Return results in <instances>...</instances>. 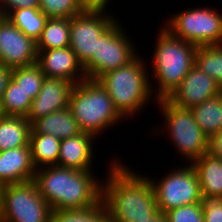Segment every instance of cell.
Returning a JSON list of instances; mask_svg holds the SVG:
<instances>
[{
	"instance_id": "cell-1",
	"label": "cell",
	"mask_w": 222,
	"mask_h": 222,
	"mask_svg": "<svg viewBox=\"0 0 222 222\" xmlns=\"http://www.w3.org/2000/svg\"><path fill=\"white\" fill-rule=\"evenodd\" d=\"M114 159L102 181L101 199L109 212L110 222L148 220L158 211L152 183L147 175L130 169L119 158Z\"/></svg>"
},
{
	"instance_id": "cell-2",
	"label": "cell",
	"mask_w": 222,
	"mask_h": 222,
	"mask_svg": "<svg viewBox=\"0 0 222 222\" xmlns=\"http://www.w3.org/2000/svg\"><path fill=\"white\" fill-rule=\"evenodd\" d=\"M92 171L47 166L36 169L33 181L52 210L84 209L102 200V180Z\"/></svg>"
},
{
	"instance_id": "cell-3",
	"label": "cell",
	"mask_w": 222,
	"mask_h": 222,
	"mask_svg": "<svg viewBox=\"0 0 222 222\" xmlns=\"http://www.w3.org/2000/svg\"><path fill=\"white\" fill-rule=\"evenodd\" d=\"M156 46L152 63L149 66L153 72L151 86L153 95L157 100L168 98L180 85L183 78L195 64V51L197 46L173 36L166 28L161 26L158 31ZM154 76V77H153Z\"/></svg>"
},
{
	"instance_id": "cell-4",
	"label": "cell",
	"mask_w": 222,
	"mask_h": 222,
	"mask_svg": "<svg viewBox=\"0 0 222 222\" xmlns=\"http://www.w3.org/2000/svg\"><path fill=\"white\" fill-rule=\"evenodd\" d=\"M145 65L138 54L127 65L108 71L97 79L124 120L139 115L149 101H157L152 92L148 65Z\"/></svg>"
},
{
	"instance_id": "cell-5",
	"label": "cell",
	"mask_w": 222,
	"mask_h": 222,
	"mask_svg": "<svg viewBox=\"0 0 222 222\" xmlns=\"http://www.w3.org/2000/svg\"><path fill=\"white\" fill-rule=\"evenodd\" d=\"M68 107L81 131L92 134L96 139L108 127H114L124 119L97 80L85 79L74 84Z\"/></svg>"
},
{
	"instance_id": "cell-6",
	"label": "cell",
	"mask_w": 222,
	"mask_h": 222,
	"mask_svg": "<svg viewBox=\"0 0 222 222\" xmlns=\"http://www.w3.org/2000/svg\"><path fill=\"white\" fill-rule=\"evenodd\" d=\"M155 104L159 105L166 123L159 131L168 133L166 135L170 137L171 144L181 158L185 157L186 163L191 164L208 153L209 137L194 120L191 109L178 107L167 98L159 99Z\"/></svg>"
},
{
	"instance_id": "cell-7",
	"label": "cell",
	"mask_w": 222,
	"mask_h": 222,
	"mask_svg": "<svg viewBox=\"0 0 222 222\" xmlns=\"http://www.w3.org/2000/svg\"><path fill=\"white\" fill-rule=\"evenodd\" d=\"M163 23L173 36L195 46L222 44V14L213 7L179 11Z\"/></svg>"
},
{
	"instance_id": "cell-8",
	"label": "cell",
	"mask_w": 222,
	"mask_h": 222,
	"mask_svg": "<svg viewBox=\"0 0 222 222\" xmlns=\"http://www.w3.org/2000/svg\"><path fill=\"white\" fill-rule=\"evenodd\" d=\"M52 208L39 194L35 182L8 184L0 204V222H50Z\"/></svg>"
},
{
	"instance_id": "cell-9",
	"label": "cell",
	"mask_w": 222,
	"mask_h": 222,
	"mask_svg": "<svg viewBox=\"0 0 222 222\" xmlns=\"http://www.w3.org/2000/svg\"><path fill=\"white\" fill-rule=\"evenodd\" d=\"M118 21L97 40L96 53L83 66L87 79L97 80L106 72L127 65L138 55L136 46Z\"/></svg>"
},
{
	"instance_id": "cell-10",
	"label": "cell",
	"mask_w": 222,
	"mask_h": 222,
	"mask_svg": "<svg viewBox=\"0 0 222 222\" xmlns=\"http://www.w3.org/2000/svg\"><path fill=\"white\" fill-rule=\"evenodd\" d=\"M187 165L178 169L175 167L158 182L154 177L148 178L154 188L159 211L166 213L177 207L201 203L202 194L197 173L191 164Z\"/></svg>"
},
{
	"instance_id": "cell-11",
	"label": "cell",
	"mask_w": 222,
	"mask_h": 222,
	"mask_svg": "<svg viewBox=\"0 0 222 222\" xmlns=\"http://www.w3.org/2000/svg\"><path fill=\"white\" fill-rule=\"evenodd\" d=\"M109 13V14H108ZM108 14V15H107ZM117 21L106 11H88L70 18V48L84 66L96 53L97 40Z\"/></svg>"
},
{
	"instance_id": "cell-12",
	"label": "cell",
	"mask_w": 222,
	"mask_h": 222,
	"mask_svg": "<svg viewBox=\"0 0 222 222\" xmlns=\"http://www.w3.org/2000/svg\"><path fill=\"white\" fill-rule=\"evenodd\" d=\"M36 41L19 30L8 17L0 16V61L10 69L37 63Z\"/></svg>"
},
{
	"instance_id": "cell-13",
	"label": "cell",
	"mask_w": 222,
	"mask_h": 222,
	"mask_svg": "<svg viewBox=\"0 0 222 222\" xmlns=\"http://www.w3.org/2000/svg\"><path fill=\"white\" fill-rule=\"evenodd\" d=\"M221 92V86L194 65L167 99L178 107L190 109Z\"/></svg>"
},
{
	"instance_id": "cell-14",
	"label": "cell",
	"mask_w": 222,
	"mask_h": 222,
	"mask_svg": "<svg viewBox=\"0 0 222 222\" xmlns=\"http://www.w3.org/2000/svg\"><path fill=\"white\" fill-rule=\"evenodd\" d=\"M73 86L72 82L62 78L45 77L26 119L32 124L39 118L68 107Z\"/></svg>"
},
{
	"instance_id": "cell-15",
	"label": "cell",
	"mask_w": 222,
	"mask_h": 222,
	"mask_svg": "<svg viewBox=\"0 0 222 222\" xmlns=\"http://www.w3.org/2000/svg\"><path fill=\"white\" fill-rule=\"evenodd\" d=\"M37 64L45 77L62 78L73 84L87 79L83 66L70 47L39 51Z\"/></svg>"
},
{
	"instance_id": "cell-16",
	"label": "cell",
	"mask_w": 222,
	"mask_h": 222,
	"mask_svg": "<svg viewBox=\"0 0 222 222\" xmlns=\"http://www.w3.org/2000/svg\"><path fill=\"white\" fill-rule=\"evenodd\" d=\"M92 134L81 132L61 140L57 166L77 170H92L94 150ZM93 161V162H92ZM92 164V165H91Z\"/></svg>"
},
{
	"instance_id": "cell-17",
	"label": "cell",
	"mask_w": 222,
	"mask_h": 222,
	"mask_svg": "<svg viewBox=\"0 0 222 222\" xmlns=\"http://www.w3.org/2000/svg\"><path fill=\"white\" fill-rule=\"evenodd\" d=\"M35 171L29 146L0 152V180L4 184H19L32 181Z\"/></svg>"
},
{
	"instance_id": "cell-18",
	"label": "cell",
	"mask_w": 222,
	"mask_h": 222,
	"mask_svg": "<svg viewBox=\"0 0 222 222\" xmlns=\"http://www.w3.org/2000/svg\"><path fill=\"white\" fill-rule=\"evenodd\" d=\"M81 132L71 110L66 107L35 120L31 124L30 134H49L62 140Z\"/></svg>"
},
{
	"instance_id": "cell-19",
	"label": "cell",
	"mask_w": 222,
	"mask_h": 222,
	"mask_svg": "<svg viewBox=\"0 0 222 222\" xmlns=\"http://www.w3.org/2000/svg\"><path fill=\"white\" fill-rule=\"evenodd\" d=\"M191 165L197 173L202 196L222 198V159L205 153Z\"/></svg>"
},
{
	"instance_id": "cell-20",
	"label": "cell",
	"mask_w": 222,
	"mask_h": 222,
	"mask_svg": "<svg viewBox=\"0 0 222 222\" xmlns=\"http://www.w3.org/2000/svg\"><path fill=\"white\" fill-rule=\"evenodd\" d=\"M31 123L25 117L5 116L0 119V152L29 146Z\"/></svg>"
},
{
	"instance_id": "cell-21",
	"label": "cell",
	"mask_w": 222,
	"mask_h": 222,
	"mask_svg": "<svg viewBox=\"0 0 222 222\" xmlns=\"http://www.w3.org/2000/svg\"><path fill=\"white\" fill-rule=\"evenodd\" d=\"M61 140L49 134H30L29 147L35 169L58 163Z\"/></svg>"
},
{
	"instance_id": "cell-22",
	"label": "cell",
	"mask_w": 222,
	"mask_h": 222,
	"mask_svg": "<svg viewBox=\"0 0 222 222\" xmlns=\"http://www.w3.org/2000/svg\"><path fill=\"white\" fill-rule=\"evenodd\" d=\"M190 109L194 120L209 138L222 130V92Z\"/></svg>"
},
{
	"instance_id": "cell-23",
	"label": "cell",
	"mask_w": 222,
	"mask_h": 222,
	"mask_svg": "<svg viewBox=\"0 0 222 222\" xmlns=\"http://www.w3.org/2000/svg\"><path fill=\"white\" fill-rule=\"evenodd\" d=\"M70 46V19L48 18L36 42L37 53Z\"/></svg>"
},
{
	"instance_id": "cell-24",
	"label": "cell",
	"mask_w": 222,
	"mask_h": 222,
	"mask_svg": "<svg viewBox=\"0 0 222 222\" xmlns=\"http://www.w3.org/2000/svg\"><path fill=\"white\" fill-rule=\"evenodd\" d=\"M8 18L19 30L36 42L48 19L39 8H20L14 10Z\"/></svg>"
},
{
	"instance_id": "cell-25",
	"label": "cell",
	"mask_w": 222,
	"mask_h": 222,
	"mask_svg": "<svg viewBox=\"0 0 222 222\" xmlns=\"http://www.w3.org/2000/svg\"><path fill=\"white\" fill-rule=\"evenodd\" d=\"M50 222H110V218L101 200L98 204L84 209L52 210Z\"/></svg>"
},
{
	"instance_id": "cell-26",
	"label": "cell",
	"mask_w": 222,
	"mask_h": 222,
	"mask_svg": "<svg viewBox=\"0 0 222 222\" xmlns=\"http://www.w3.org/2000/svg\"><path fill=\"white\" fill-rule=\"evenodd\" d=\"M194 65L213 78L222 88V44L198 46Z\"/></svg>"
},
{
	"instance_id": "cell-27",
	"label": "cell",
	"mask_w": 222,
	"mask_h": 222,
	"mask_svg": "<svg viewBox=\"0 0 222 222\" xmlns=\"http://www.w3.org/2000/svg\"><path fill=\"white\" fill-rule=\"evenodd\" d=\"M44 79L45 75L37 63L12 69L11 80L32 100L40 92Z\"/></svg>"
},
{
	"instance_id": "cell-28",
	"label": "cell",
	"mask_w": 222,
	"mask_h": 222,
	"mask_svg": "<svg viewBox=\"0 0 222 222\" xmlns=\"http://www.w3.org/2000/svg\"><path fill=\"white\" fill-rule=\"evenodd\" d=\"M2 102L7 116L26 118L32 104V99H30L22 89L18 88L17 85L10 80L4 91Z\"/></svg>"
},
{
	"instance_id": "cell-29",
	"label": "cell",
	"mask_w": 222,
	"mask_h": 222,
	"mask_svg": "<svg viewBox=\"0 0 222 222\" xmlns=\"http://www.w3.org/2000/svg\"><path fill=\"white\" fill-rule=\"evenodd\" d=\"M48 18H72L84 10L77 0H40L39 8Z\"/></svg>"
},
{
	"instance_id": "cell-30",
	"label": "cell",
	"mask_w": 222,
	"mask_h": 222,
	"mask_svg": "<svg viewBox=\"0 0 222 222\" xmlns=\"http://www.w3.org/2000/svg\"><path fill=\"white\" fill-rule=\"evenodd\" d=\"M169 222H205L201 203L184 205L166 212Z\"/></svg>"
},
{
	"instance_id": "cell-31",
	"label": "cell",
	"mask_w": 222,
	"mask_h": 222,
	"mask_svg": "<svg viewBox=\"0 0 222 222\" xmlns=\"http://www.w3.org/2000/svg\"><path fill=\"white\" fill-rule=\"evenodd\" d=\"M202 210L205 222H222V198L202 196Z\"/></svg>"
},
{
	"instance_id": "cell-32",
	"label": "cell",
	"mask_w": 222,
	"mask_h": 222,
	"mask_svg": "<svg viewBox=\"0 0 222 222\" xmlns=\"http://www.w3.org/2000/svg\"><path fill=\"white\" fill-rule=\"evenodd\" d=\"M20 8H40V0H2L0 16L8 17L14 10Z\"/></svg>"
},
{
	"instance_id": "cell-33",
	"label": "cell",
	"mask_w": 222,
	"mask_h": 222,
	"mask_svg": "<svg viewBox=\"0 0 222 222\" xmlns=\"http://www.w3.org/2000/svg\"><path fill=\"white\" fill-rule=\"evenodd\" d=\"M83 10L88 11H107L111 0H77ZM106 7V8H105Z\"/></svg>"
},
{
	"instance_id": "cell-34",
	"label": "cell",
	"mask_w": 222,
	"mask_h": 222,
	"mask_svg": "<svg viewBox=\"0 0 222 222\" xmlns=\"http://www.w3.org/2000/svg\"><path fill=\"white\" fill-rule=\"evenodd\" d=\"M212 156L222 159V130L209 138V151Z\"/></svg>"
},
{
	"instance_id": "cell-35",
	"label": "cell",
	"mask_w": 222,
	"mask_h": 222,
	"mask_svg": "<svg viewBox=\"0 0 222 222\" xmlns=\"http://www.w3.org/2000/svg\"><path fill=\"white\" fill-rule=\"evenodd\" d=\"M12 69L5 66L0 67V99H2L4 91L11 80Z\"/></svg>"
},
{
	"instance_id": "cell-36",
	"label": "cell",
	"mask_w": 222,
	"mask_h": 222,
	"mask_svg": "<svg viewBox=\"0 0 222 222\" xmlns=\"http://www.w3.org/2000/svg\"><path fill=\"white\" fill-rule=\"evenodd\" d=\"M141 222H169V218L166 213L158 210L154 215L148 218V220H143Z\"/></svg>"
},
{
	"instance_id": "cell-37",
	"label": "cell",
	"mask_w": 222,
	"mask_h": 222,
	"mask_svg": "<svg viewBox=\"0 0 222 222\" xmlns=\"http://www.w3.org/2000/svg\"><path fill=\"white\" fill-rule=\"evenodd\" d=\"M5 116H6V114H5V111L3 108V102H2V99H0V119H2Z\"/></svg>"
},
{
	"instance_id": "cell-38",
	"label": "cell",
	"mask_w": 222,
	"mask_h": 222,
	"mask_svg": "<svg viewBox=\"0 0 222 222\" xmlns=\"http://www.w3.org/2000/svg\"><path fill=\"white\" fill-rule=\"evenodd\" d=\"M6 187V184H4L1 180H0V204H1V199H2V195L4 193V189Z\"/></svg>"
}]
</instances>
